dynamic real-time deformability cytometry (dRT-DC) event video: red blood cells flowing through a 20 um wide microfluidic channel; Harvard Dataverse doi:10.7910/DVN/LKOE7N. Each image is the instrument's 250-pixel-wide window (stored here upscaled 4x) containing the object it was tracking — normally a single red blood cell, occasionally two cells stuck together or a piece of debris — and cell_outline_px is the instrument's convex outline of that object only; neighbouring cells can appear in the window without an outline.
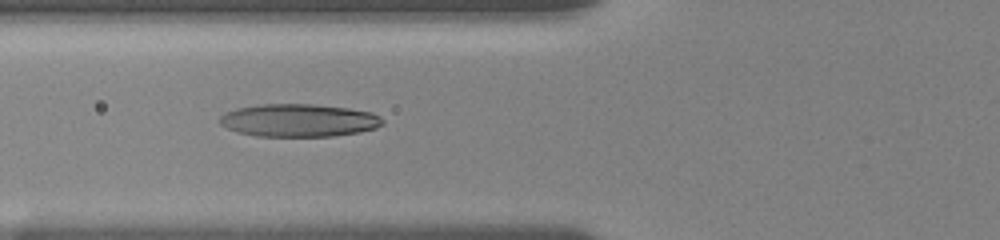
{"species": "human", "species_latin": "Homo sapiens", "temperature_condition": "room temperature", "stored_images_in_passage": 10, "camera_frame_rate_fps": 3000, "um_per_image_px": 0.085, "donor": {"sex": "female"}, "frame": {"image": 1, "passage_image": 9, "time_ms": 7.0, "image_size_px": [1000, 240], "cell_outline_px": [[384, 124], [376, 128], [360, 132], [332, 136], [256, 136], [236, 132], [220, 124], [220, 116], [224, 112], [236, 108], [260, 104], [312, 104], [348, 108], [372, 112], [380, 116], [384, 120]], "centroid_in_image_um": [25.4, 10.23], "position_along_channel_um": 100.4, "area_um2": 31.33}}
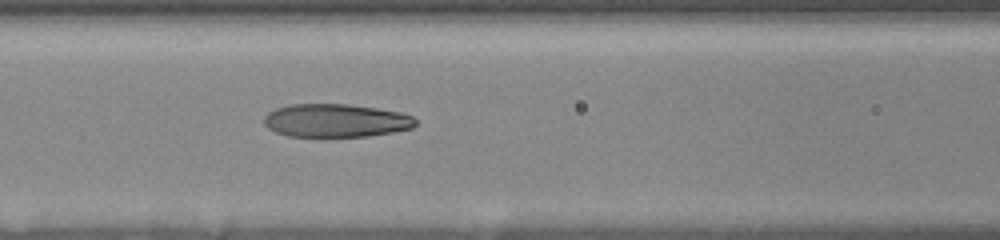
{"frame": {"image": 2, "passage_image": 10, "time_ms": 8.0, "image_size_px": [1000, 240], "cell_outline_px": [[416, 124], [412, 128], [392, 132], [368, 136], [288, 136], [276, 132], [268, 128], [264, 124], [264, 116], [268, 112], [276, 108], [292, 104], [348, 104], [376, 108], [400, 112], [412, 116], [416, 120]], "centroid_in_image_um": [28.53, 10.24], "position_along_channel_um": 138.1, "area_um2": 29.25}}